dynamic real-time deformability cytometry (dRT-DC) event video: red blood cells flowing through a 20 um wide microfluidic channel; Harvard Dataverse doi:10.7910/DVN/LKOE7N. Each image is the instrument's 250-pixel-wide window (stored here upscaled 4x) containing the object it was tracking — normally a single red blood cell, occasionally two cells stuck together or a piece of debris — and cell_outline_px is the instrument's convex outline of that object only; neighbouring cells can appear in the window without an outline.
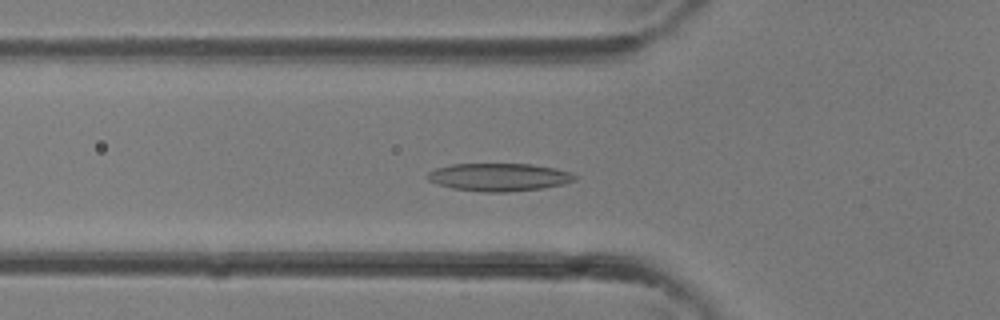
{"species": "common noctule bat (a hibernating species)", "species_latin": "Nyctalus noctula", "temperature_condition": "room temperature", "stored_images_in_passage": 34, "camera_frame_rate_fps": 3000, "um_per_image_px": 0.085, "animal": {"sex": "female"}, "frame": {"image": 1, "passage_image": 10, "time_ms": 3.0, "image_size_px": [1000, 320], "cell_outline_px": [[576, 180], [564, 184], [544, 188], [508, 192], [480, 192], [452, 188], [436, 184], [428, 180], [424, 176], [428, 172], [436, 168], [452, 164], [532, 164], [556, 168], [572, 172], [576, 176]], "centroid_in_image_um": [42.41, 15.06], "position_along_channel_um": 83.4, "area_um2": 24.22}}
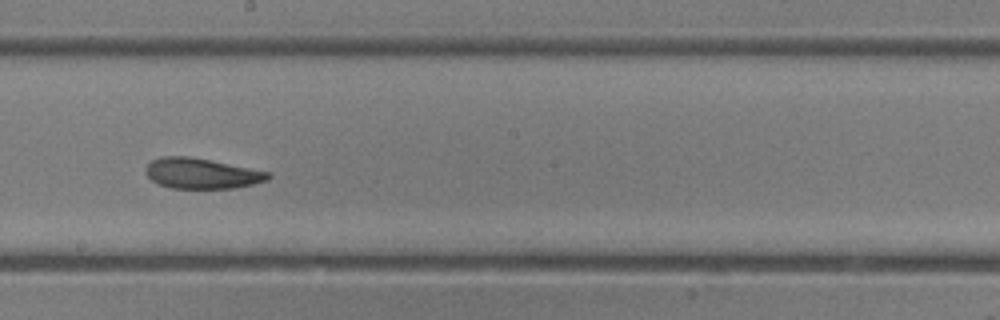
{"frame": {"image": 2, "passage_image": 18, "time_ms": 5.667, "image_size_px": [1000, 320], "cell_outline_px": [[272, 176], [268, 180], [236, 188], [172, 188], [156, 184], [144, 172], [144, 168], [152, 160], [160, 156], [188, 156], [272, 172]], "centroid_in_image_um": [17.13, 14.74], "position_along_channel_um": 231.1, "area_um2": 21.85}}
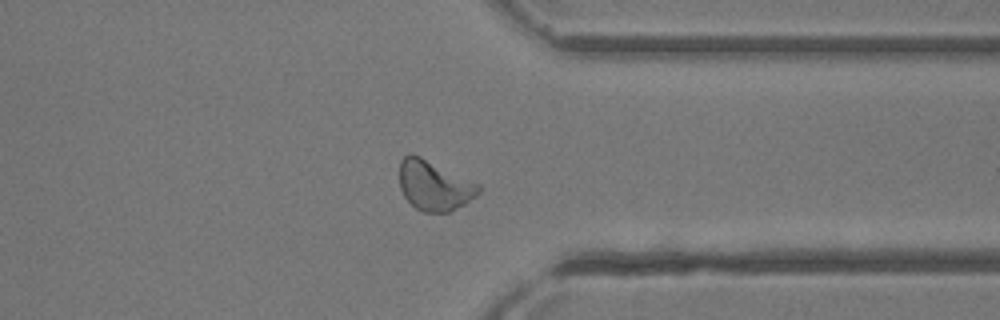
{"frame": {"image": 3, "passage_image": 26, "time_ms": 8.333, "image_size_px": [1000, 320], "cell_outline_px": [[480, 192], [476, 196], [464, 204], [448, 212], [424, 212], [416, 208], [404, 196], [400, 188], [400, 160], [408, 152], [412, 152], [480, 184]], "centroid_in_image_um": [36.9, 15.74], "position_along_channel_um": 374.5, "area_um2": 23.0}}